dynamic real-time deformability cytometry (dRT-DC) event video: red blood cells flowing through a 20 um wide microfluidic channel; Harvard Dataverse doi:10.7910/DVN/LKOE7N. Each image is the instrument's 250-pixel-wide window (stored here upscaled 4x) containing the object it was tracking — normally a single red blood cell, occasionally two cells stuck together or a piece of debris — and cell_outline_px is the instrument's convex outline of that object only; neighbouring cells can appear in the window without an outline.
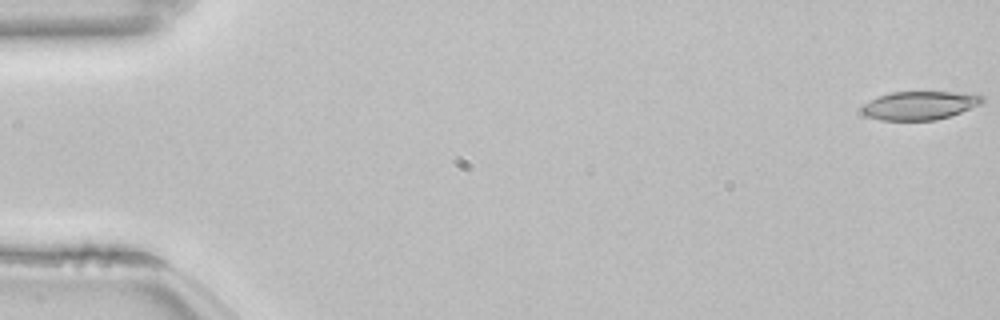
{"species": "common noctule bat (a hibernating species)", "species_latin": "Nyctalus noctula", "temperature_condition": "room temperature", "stored_images_in_passage": 54, "camera_frame_rate_fps": 3000, "um_per_image_px": 0.085, "animal": {"sex": "female", "body_mass_g": 22.7, "forearm_length_mm": 54.2}, "frame": {"image": 1, "passage_image": 1, "time_ms": 0.0, "image_size_px": [1000, 320], "cell_outline_px": [[984, 100], [980, 104], [960, 112], [936, 120], [880, 120], [864, 116], [860, 112], [860, 108], [864, 104], [888, 92], [980, 92], [984, 96]], "centroid_in_image_um": [78.19, 8.95], "position_along_channel_um": 6.8, "area_um2": 20.23}}
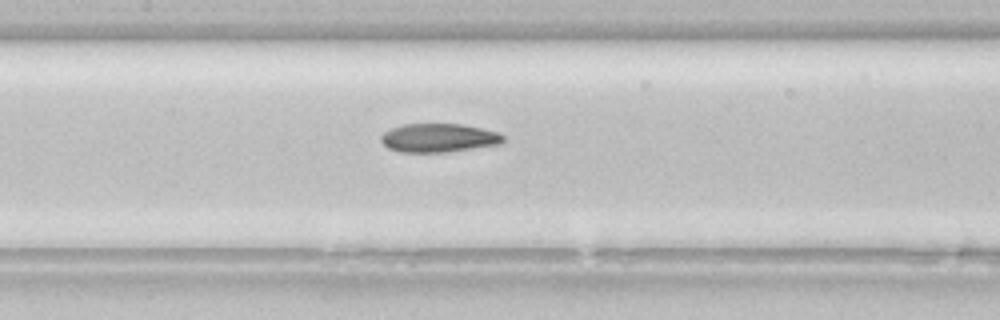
{"frame": {"image": 2, "passage_image": 26, "time_ms": 8.333, "image_size_px": [1000, 320], "cell_outline_px": [[504, 144], [444, 152], [400, 152], [388, 148], [380, 140], [380, 136], [384, 132], [392, 128], [404, 124], [460, 124], [480, 128], [496, 132], [504, 136]], "centroid_in_image_um": [37.29, 11.72], "position_along_channel_um": 170.1, "area_um2": 20.35}}
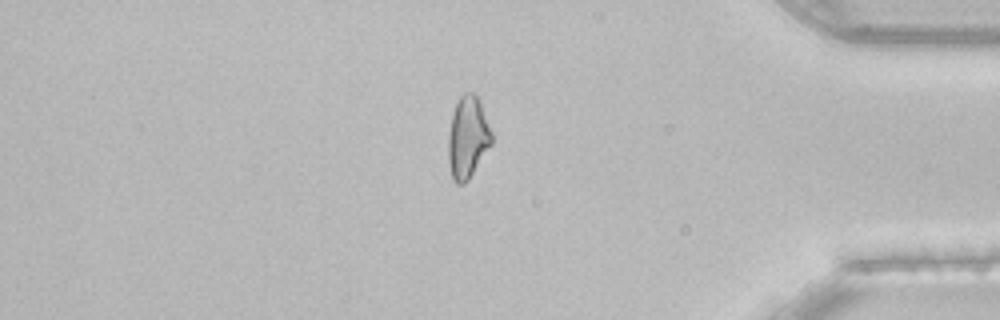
{"frame": {"image": 3, "passage_image": 46, "time_ms": 15.0, "image_size_px": [1000, 320], "cell_outline_px": [[492, 144], [468, 180], [464, 184], [456, 184], [452, 180], [448, 164], [448, 136], [452, 112], [460, 96], [464, 92], [472, 92], [480, 100], [492, 132]], "centroid_in_image_um": [39.75, 11.69], "position_along_channel_um": 395.5, "area_um2": 20.98}}